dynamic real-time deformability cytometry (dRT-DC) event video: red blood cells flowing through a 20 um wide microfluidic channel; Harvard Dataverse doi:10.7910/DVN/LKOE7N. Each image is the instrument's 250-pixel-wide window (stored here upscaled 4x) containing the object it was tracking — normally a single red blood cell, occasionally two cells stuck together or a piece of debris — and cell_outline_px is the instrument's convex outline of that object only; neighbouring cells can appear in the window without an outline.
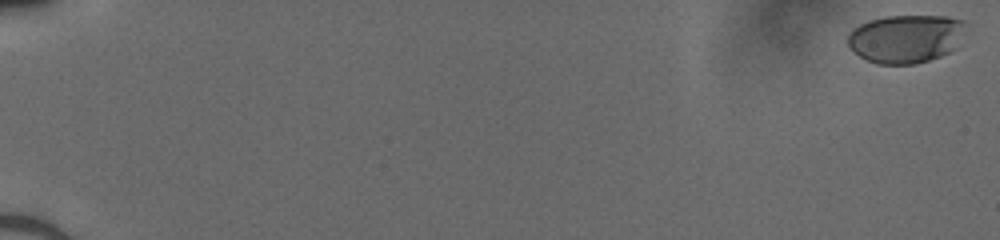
{"species": "human", "species_latin": "Homo sapiens", "temperature_condition": "cold", "stored_images_in_passage": 52, "camera_frame_rate_fps": 3000, "um_per_image_px": 0.085, "donor": {"sex": "male"}, "frame": {"image": 1, "passage_image": 1, "time_ms": 0.0, "image_size_px": [1000, 240], "cell_outline_px": [[964, 24], [956, 48], [940, 56], [916, 64], [876, 64], [860, 56], [848, 44], [848, 32], [860, 24], [868, 20], [884, 16], [948, 16], [964, 20]], "centroid_in_image_um": [76.96, 3.28], "position_along_channel_um": 8.0, "area_um2": 33.0}}
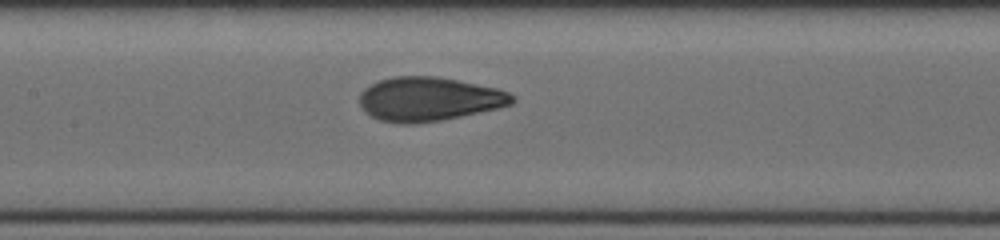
{"frame": {"image": 2, "passage_image": 28, "time_ms": 9.0, "image_size_px": [1000, 240], "cell_outline_px": [[516, 100], [512, 104], [496, 108], [460, 116], [440, 120], [412, 124], [404, 124], [380, 120], [364, 112], [360, 104], [360, 92], [364, 88], [380, 80], [392, 76], [436, 76], [496, 88], [508, 92], [516, 96]], "centroid_in_image_um": [36.44, 8.42], "position_along_channel_um": 171.0, "area_um2": 38.9}}
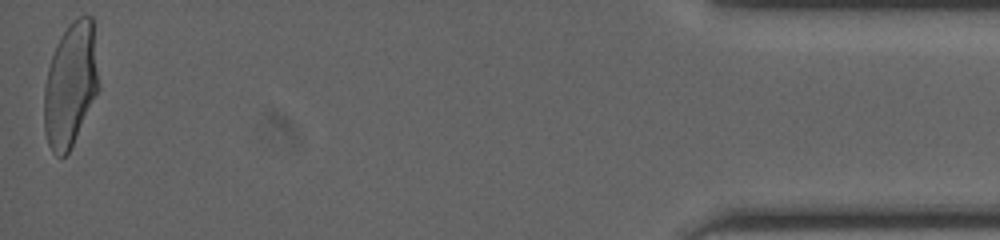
{"frame": {"image": 3, "passage_image": 52, "time_ms": 17.0, "image_size_px": [1000, 240], "cell_outline_px": [[100, 88], [68, 152], [64, 156], [56, 156], [52, 152], [48, 144], [44, 132], [44, 84], [48, 68], [56, 44], [60, 36], [68, 24], [72, 20], [80, 16], [92, 16]], "centroid_in_image_um": [5.99, 7.18], "position_along_channel_um": 429.2, "area_um2": 39.54}}